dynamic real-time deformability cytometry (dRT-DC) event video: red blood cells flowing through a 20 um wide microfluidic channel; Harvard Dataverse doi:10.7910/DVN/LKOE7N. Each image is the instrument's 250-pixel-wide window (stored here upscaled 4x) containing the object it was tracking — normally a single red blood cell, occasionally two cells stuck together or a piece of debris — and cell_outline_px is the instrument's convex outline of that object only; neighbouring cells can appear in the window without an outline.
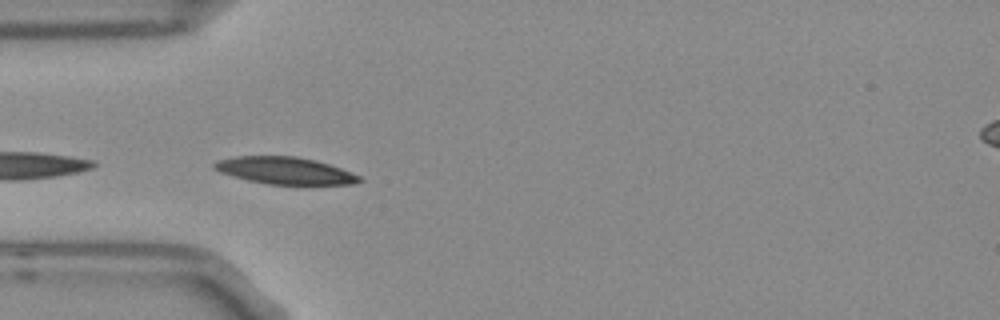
{"species": "Egyptian fruit bat (a non-hibernating species)", "species_latin": "Rousettus aegyptiacus", "temperature_condition": "room temperature", "stored_images_in_passage": 3, "camera_frame_rate_fps": 3000, "um_per_image_px": 0.085, "frame": {"image": 1, "passage_image": 1, "time_ms": 0.0, "image_size_px": [1000, 320], "cell_outline_px": [[364, 180], [352, 184], [268, 184], [248, 180], [232, 176], [220, 172], [212, 168], [212, 164], [216, 160], [236, 156], [296, 156], [316, 160], [340, 168], [360, 176]], "centroid_in_image_um": [24.18, 14.49], "position_along_channel_um": 60.8, "area_um2": 22.83}}